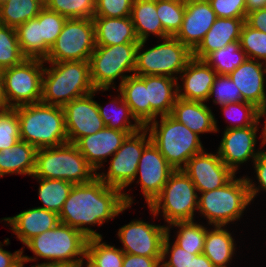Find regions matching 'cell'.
<instances>
[{
	"label": "cell",
	"mask_w": 266,
	"mask_h": 267,
	"mask_svg": "<svg viewBox=\"0 0 266 267\" xmlns=\"http://www.w3.org/2000/svg\"><path fill=\"white\" fill-rule=\"evenodd\" d=\"M148 134V130L142 127L139 131L128 135L110 159L107 172L97 173V177L107 186L124 192V200L129 207L134 203L133 197L125 193V188L135 182L139 159L144 148L151 142L150 134Z\"/></svg>",
	"instance_id": "obj_12"
},
{
	"label": "cell",
	"mask_w": 266,
	"mask_h": 267,
	"mask_svg": "<svg viewBox=\"0 0 266 267\" xmlns=\"http://www.w3.org/2000/svg\"><path fill=\"white\" fill-rule=\"evenodd\" d=\"M161 259L124 253L122 267H161Z\"/></svg>",
	"instance_id": "obj_51"
},
{
	"label": "cell",
	"mask_w": 266,
	"mask_h": 267,
	"mask_svg": "<svg viewBox=\"0 0 266 267\" xmlns=\"http://www.w3.org/2000/svg\"><path fill=\"white\" fill-rule=\"evenodd\" d=\"M170 240V232H167L162 245L161 267H188L191 259L197 254L185 251L175 242L171 243Z\"/></svg>",
	"instance_id": "obj_47"
},
{
	"label": "cell",
	"mask_w": 266,
	"mask_h": 267,
	"mask_svg": "<svg viewBox=\"0 0 266 267\" xmlns=\"http://www.w3.org/2000/svg\"><path fill=\"white\" fill-rule=\"evenodd\" d=\"M216 76L215 70L204 60L192 57L178 76L183 86L177 83V97L207 103Z\"/></svg>",
	"instance_id": "obj_21"
},
{
	"label": "cell",
	"mask_w": 266,
	"mask_h": 267,
	"mask_svg": "<svg viewBox=\"0 0 266 267\" xmlns=\"http://www.w3.org/2000/svg\"><path fill=\"white\" fill-rule=\"evenodd\" d=\"M87 240L76 228L59 223L25 244L35 257L23 256L29 262L38 260L39 257L47 260L41 264L78 266L85 259Z\"/></svg>",
	"instance_id": "obj_5"
},
{
	"label": "cell",
	"mask_w": 266,
	"mask_h": 267,
	"mask_svg": "<svg viewBox=\"0 0 266 267\" xmlns=\"http://www.w3.org/2000/svg\"><path fill=\"white\" fill-rule=\"evenodd\" d=\"M98 91L105 92L108 89H95L92 93L76 98L63 107L69 143H75L81 137L95 134L106 126L100 117L97 102L93 100Z\"/></svg>",
	"instance_id": "obj_15"
},
{
	"label": "cell",
	"mask_w": 266,
	"mask_h": 267,
	"mask_svg": "<svg viewBox=\"0 0 266 267\" xmlns=\"http://www.w3.org/2000/svg\"><path fill=\"white\" fill-rule=\"evenodd\" d=\"M45 6L67 19H93L95 13V0H48Z\"/></svg>",
	"instance_id": "obj_43"
},
{
	"label": "cell",
	"mask_w": 266,
	"mask_h": 267,
	"mask_svg": "<svg viewBox=\"0 0 266 267\" xmlns=\"http://www.w3.org/2000/svg\"><path fill=\"white\" fill-rule=\"evenodd\" d=\"M43 4H45L48 0H40Z\"/></svg>",
	"instance_id": "obj_61"
},
{
	"label": "cell",
	"mask_w": 266,
	"mask_h": 267,
	"mask_svg": "<svg viewBox=\"0 0 266 267\" xmlns=\"http://www.w3.org/2000/svg\"><path fill=\"white\" fill-rule=\"evenodd\" d=\"M134 0H95L94 17L121 18L131 15Z\"/></svg>",
	"instance_id": "obj_48"
},
{
	"label": "cell",
	"mask_w": 266,
	"mask_h": 267,
	"mask_svg": "<svg viewBox=\"0 0 266 267\" xmlns=\"http://www.w3.org/2000/svg\"><path fill=\"white\" fill-rule=\"evenodd\" d=\"M117 92H118L117 97L113 98V100L109 102L110 106H112L111 108H113V109L110 108L111 112L107 111L108 109H106V107L104 108V106L97 103L100 117L102 118L106 127L120 131H125L129 135L133 134L139 131L143 126L132 115L129 106L123 99L122 94L121 93L119 94L118 90ZM130 119L133 120L134 124Z\"/></svg>",
	"instance_id": "obj_32"
},
{
	"label": "cell",
	"mask_w": 266,
	"mask_h": 267,
	"mask_svg": "<svg viewBox=\"0 0 266 267\" xmlns=\"http://www.w3.org/2000/svg\"><path fill=\"white\" fill-rule=\"evenodd\" d=\"M159 117L160 121L155 119L145 128L150 134L152 143L166 161L175 170H182L192 156L205 150L200 136L171 115Z\"/></svg>",
	"instance_id": "obj_4"
},
{
	"label": "cell",
	"mask_w": 266,
	"mask_h": 267,
	"mask_svg": "<svg viewBox=\"0 0 266 267\" xmlns=\"http://www.w3.org/2000/svg\"><path fill=\"white\" fill-rule=\"evenodd\" d=\"M4 107L3 87H2V71H0V108Z\"/></svg>",
	"instance_id": "obj_59"
},
{
	"label": "cell",
	"mask_w": 266,
	"mask_h": 267,
	"mask_svg": "<svg viewBox=\"0 0 266 267\" xmlns=\"http://www.w3.org/2000/svg\"><path fill=\"white\" fill-rule=\"evenodd\" d=\"M41 102L64 107L72 100L92 93L89 61L45 62Z\"/></svg>",
	"instance_id": "obj_2"
},
{
	"label": "cell",
	"mask_w": 266,
	"mask_h": 267,
	"mask_svg": "<svg viewBox=\"0 0 266 267\" xmlns=\"http://www.w3.org/2000/svg\"><path fill=\"white\" fill-rule=\"evenodd\" d=\"M156 10L164 32L175 37L182 26L185 0H156Z\"/></svg>",
	"instance_id": "obj_39"
},
{
	"label": "cell",
	"mask_w": 266,
	"mask_h": 267,
	"mask_svg": "<svg viewBox=\"0 0 266 267\" xmlns=\"http://www.w3.org/2000/svg\"><path fill=\"white\" fill-rule=\"evenodd\" d=\"M33 178L39 181L38 196L43 204L40 208L59 215L74 184L62 179Z\"/></svg>",
	"instance_id": "obj_34"
},
{
	"label": "cell",
	"mask_w": 266,
	"mask_h": 267,
	"mask_svg": "<svg viewBox=\"0 0 266 267\" xmlns=\"http://www.w3.org/2000/svg\"><path fill=\"white\" fill-rule=\"evenodd\" d=\"M211 97L213 103L220 106L243 101L239 88L231 80L229 75L217 74L211 86L207 101H209Z\"/></svg>",
	"instance_id": "obj_45"
},
{
	"label": "cell",
	"mask_w": 266,
	"mask_h": 267,
	"mask_svg": "<svg viewBox=\"0 0 266 267\" xmlns=\"http://www.w3.org/2000/svg\"><path fill=\"white\" fill-rule=\"evenodd\" d=\"M95 46L93 19H67L44 61H89Z\"/></svg>",
	"instance_id": "obj_13"
},
{
	"label": "cell",
	"mask_w": 266,
	"mask_h": 267,
	"mask_svg": "<svg viewBox=\"0 0 266 267\" xmlns=\"http://www.w3.org/2000/svg\"><path fill=\"white\" fill-rule=\"evenodd\" d=\"M14 109L18 115L22 141L36 149L68 143L63 107L38 102Z\"/></svg>",
	"instance_id": "obj_3"
},
{
	"label": "cell",
	"mask_w": 266,
	"mask_h": 267,
	"mask_svg": "<svg viewBox=\"0 0 266 267\" xmlns=\"http://www.w3.org/2000/svg\"><path fill=\"white\" fill-rule=\"evenodd\" d=\"M174 171L175 169L151 141L143 150L135 176V179L139 178L136 183L140 184L148 206L161 193L162 188Z\"/></svg>",
	"instance_id": "obj_17"
},
{
	"label": "cell",
	"mask_w": 266,
	"mask_h": 267,
	"mask_svg": "<svg viewBox=\"0 0 266 267\" xmlns=\"http://www.w3.org/2000/svg\"><path fill=\"white\" fill-rule=\"evenodd\" d=\"M216 18L208 0H185L182 26L175 37L193 52Z\"/></svg>",
	"instance_id": "obj_19"
},
{
	"label": "cell",
	"mask_w": 266,
	"mask_h": 267,
	"mask_svg": "<svg viewBox=\"0 0 266 267\" xmlns=\"http://www.w3.org/2000/svg\"><path fill=\"white\" fill-rule=\"evenodd\" d=\"M86 261V262H84ZM85 264V265H84ZM94 267L86 258L77 267Z\"/></svg>",
	"instance_id": "obj_60"
},
{
	"label": "cell",
	"mask_w": 266,
	"mask_h": 267,
	"mask_svg": "<svg viewBox=\"0 0 266 267\" xmlns=\"http://www.w3.org/2000/svg\"><path fill=\"white\" fill-rule=\"evenodd\" d=\"M201 194V195H200ZM198 211L208 225L226 226L240 220L251 203L246 176L236 175L224 186L198 193Z\"/></svg>",
	"instance_id": "obj_7"
},
{
	"label": "cell",
	"mask_w": 266,
	"mask_h": 267,
	"mask_svg": "<svg viewBox=\"0 0 266 267\" xmlns=\"http://www.w3.org/2000/svg\"><path fill=\"white\" fill-rule=\"evenodd\" d=\"M178 80L163 75L146 76V89L150 102V122L160 116L171 115L177 99Z\"/></svg>",
	"instance_id": "obj_26"
},
{
	"label": "cell",
	"mask_w": 266,
	"mask_h": 267,
	"mask_svg": "<svg viewBox=\"0 0 266 267\" xmlns=\"http://www.w3.org/2000/svg\"><path fill=\"white\" fill-rule=\"evenodd\" d=\"M128 208L122 190L107 186L95 177L88 183L73 185L59 219L60 223L76 228L87 239L96 238L102 235L91 226H102Z\"/></svg>",
	"instance_id": "obj_1"
},
{
	"label": "cell",
	"mask_w": 266,
	"mask_h": 267,
	"mask_svg": "<svg viewBox=\"0 0 266 267\" xmlns=\"http://www.w3.org/2000/svg\"><path fill=\"white\" fill-rule=\"evenodd\" d=\"M188 267H215L213 263L202 253L197 254L193 259Z\"/></svg>",
	"instance_id": "obj_55"
},
{
	"label": "cell",
	"mask_w": 266,
	"mask_h": 267,
	"mask_svg": "<svg viewBox=\"0 0 266 267\" xmlns=\"http://www.w3.org/2000/svg\"><path fill=\"white\" fill-rule=\"evenodd\" d=\"M266 63L247 58L229 74L244 102L259 107L266 99Z\"/></svg>",
	"instance_id": "obj_22"
},
{
	"label": "cell",
	"mask_w": 266,
	"mask_h": 267,
	"mask_svg": "<svg viewBox=\"0 0 266 267\" xmlns=\"http://www.w3.org/2000/svg\"><path fill=\"white\" fill-rule=\"evenodd\" d=\"M37 149L29 143L19 140L10 148L0 151V177L20 174L33 176Z\"/></svg>",
	"instance_id": "obj_28"
},
{
	"label": "cell",
	"mask_w": 266,
	"mask_h": 267,
	"mask_svg": "<svg viewBox=\"0 0 266 267\" xmlns=\"http://www.w3.org/2000/svg\"><path fill=\"white\" fill-rule=\"evenodd\" d=\"M102 240L103 237L87 240L85 258L94 267H122L124 252Z\"/></svg>",
	"instance_id": "obj_37"
},
{
	"label": "cell",
	"mask_w": 266,
	"mask_h": 267,
	"mask_svg": "<svg viewBox=\"0 0 266 267\" xmlns=\"http://www.w3.org/2000/svg\"><path fill=\"white\" fill-rule=\"evenodd\" d=\"M163 42L151 48H144L146 41H140L136 50L134 75H163L178 80V74L193 57V52L176 37H166Z\"/></svg>",
	"instance_id": "obj_9"
},
{
	"label": "cell",
	"mask_w": 266,
	"mask_h": 267,
	"mask_svg": "<svg viewBox=\"0 0 266 267\" xmlns=\"http://www.w3.org/2000/svg\"><path fill=\"white\" fill-rule=\"evenodd\" d=\"M31 267H77V266L64 265V264H36L32 265Z\"/></svg>",
	"instance_id": "obj_58"
},
{
	"label": "cell",
	"mask_w": 266,
	"mask_h": 267,
	"mask_svg": "<svg viewBox=\"0 0 266 267\" xmlns=\"http://www.w3.org/2000/svg\"><path fill=\"white\" fill-rule=\"evenodd\" d=\"M5 1H7V0H0V4L3 3V2H5Z\"/></svg>",
	"instance_id": "obj_62"
},
{
	"label": "cell",
	"mask_w": 266,
	"mask_h": 267,
	"mask_svg": "<svg viewBox=\"0 0 266 267\" xmlns=\"http://www.w3.org/2000/svg\"><path fill=\"white\" fill-rule=\"evenodd\" d=\"M246 18L217 17L204 39L193 51V57L204 60L210 53L235 41H240L241 29Z\"/></svg>",
	"instance_id": "obj_25"
},
{
	"label": "cell",
	"mask_w": 266,
	"mask_h": 267,
	"mask_svg": "<svg viewBox=\"0 0 266 267\" xmlns=\"http://www.w3.org/2000/svg\"><path fill=\"white\" fill-rule=\"evenodd\" d=\"M258 128L260 129L258 126H248L224 130L217 153L235 174L240 169L239 165L251 159L254 162L263 152L262 149H256Z\"/></svg>",
	"instance_id": "obj_16"
},
{
	"label": "cell",
	"mask_w": 266,
	"mask_h": 267,
	"mask_svg": "<svg viewBox=\"0 0 266 267\" xmlns=\"http://www.w3.org/2000/svg\"><path fill=\"white\" fill-rule=\"evenodd\" d=\"M245 23L253 29L266 33V7L248 13Z\"/></svg>",
	"instance_id": "obj_52"
},
{
	"label": "cell",
	"mask_w": 266,
	"mask_h": 267,
	"mask_svg": "<svg viewBox=\"0 0 266 267\" xmlns=\"http://www.w3.org/2000/svg\"><path fill=\"white\" fill-rule=\"evenodd\" d=\"M44 6L40 0H7L0 4V24L17 28L36 18Z\"/></svg>",
	"instance_id": "obj_33"
},
{
	"label": "cell",
	"mask_w": 266,
	"mask_h": 267,
	"mask_svg": "<svg viewBox=\"0 0 266 267\" xmlns=\"http://www.w3.org/2000/svg\"><path fill=\"white\" fill-rule=\"evenodd\" d=\"M216 17L246 18L245 0H208Z\"/></svg>",
	"instance_id": "obj_49"
},
{
	"label": "cell",
	"mask_w": 266,
	"mask_h": 267,
	"mask_svg": "<svg viewBox=\"0 0 266 267\" xmlns=\"http://www.w3.org/2000/svg\"><path fill=\"white\" fill-rule=\"evenodd\" d=\"M10 244L9 238L4 240V243L0 242V267H9L13 262H15L21 255L22 249L11 253L3 249L2 246Z\"/></svg>",
	"instance_id": "obj_53"
},
{
	"label": "cell",
	"mask_w": 266,
	"mask_h": 267,
	"mask_svg": "<svg viewBox=\"0 0 266 267\" xmlns=\"http://www.w3.org/2000/svg\"><path fill=\"white\" fill-rule=\"evenodd\" d=\"M66 20V17L49 10L46 6L39 12L41 39H43V60L47 57L50 48L61 33Z\"/></svg>",
	"instance_id": "obj_41"
},
{
	"label": "cell",
	"mask_w": 266,
	"mask_h": 267,
	"mask_svg": "<svg viewBox=\"0 0 266 267\" xmlns=\"http://www.w3.org/2000/svg\"><path fill=\"white\" fill-rule=\"evenodd\" d=\"M223 115L228 118L231 124L226 126L224 130L234 128H245L248 126H259L257 122V107L248 102H234L220 106ZM236 122V124H234Z\"/></svg>",
	"instance_id": "obj_42"
},
{
	"label": "cell",
	"mask_w": 266,
	"mask_h": 267,
	"mask_svg": "<svg viewBox=\"0 0 266 267\" xmlns=\"http://www.w3.org/2000/svg\"><path fill=\"white\" fill-rule=\"evenodd\" d=\"M7 222L19 241L25 245L30 239L53 229L60 223L59 215L44 208L35 207L18 213L13 217L2 218Z\"/></svg>",
	"instance_id": "obj_23"
},
{
	"label": "cell",
	"mask_w": 266,
	"mask_h": 267,
	"mask_svg": "<svg viewBox=\"0 0 266 267\" xmlns=\"http://www.w3.org/2000/svg\"><path fill=\"white\" fill-rule=\"evenodd\" d=\"M44 64L42 59L26 58L2 70L5 108L41 102Z\"/></svg>",
	"instance_id": "obj_11"
},
{
	"label": "cell",
	"mask_w": 266,
	"mask_h": 267,
	"mask_svg": "<svg viewBox=\"0 0 266 267\" xmlns=\"http://www.w3.org/2000/svg\"><path fill=\"white\" fill-rule=\"evenodd\" d=\"M132 115L145 127L150 123V102L146 89V76H128L118 87Z\"/></svg>",
	"instance_id": "obj_30"
},
{
	"label": "cell",
	"mask_w": 266,
	"mask_h": 267,
	"mask_svg": "<svg viewBox=\"0 0 266 267\" xmlns=\"http://www.w3.org/2000/svg\"><path fill=\"white\" fill-rule=\"evenodd\" d=\"M32 177L62 179L73 184H84L97 177L74 143L39 148L36 151L35 171Z\"/></svg>",
	"instance_id": "obj_6"
},
{
	"label": "cell",
	"mask_w": 266,
	"mask_h": 267,
	"mask_svg": "<svg viewBox=\"0 0 266 267\" xmlns=\"http://www.w3.org/2000/svg\"><path fill=\"white\" fill-rule=\"evenodd\" d=\"M211 107L205 102L185 100L177 97L171 116L179 123L186 125L191 131L199 134L216 133L217 120L213 114Z\"/></svg>",
	"instance_id": "obj_24"
},
{
	"label": "cell",
	"mask_w": 266,
	"mask_h": 267,
	"mask_svg": "<svg viewBox=\"0 0 266 267\" xmlns=\"http://www.w3.org/2000/svg\"><path fill=\"white\" fill-rule=\"evenodd\" d=\"M26 57L22 54L16 28L0 24V71L20 64Z\"/></svg>",
	"instance_id": "obj_40"
},
{
	"label": "cell",
	"mask_w": 266,
	"mask_h": 267,
	"mask_svg": "<svg viewBox=\"0 0 266 267\" xmlns=\"http://www.w3.org/2000/svg\"><path fill=\"white\" fill-rule=\"evenodd\" d=\"M253 166L254 173H256L255 177H257L256 179L258 180L259 185L256 186V181L248 176L246 177L251 201H254L257 193L259 194L262 190L266 192V150H263V152L255 159Z\"/></svg>",
	"instance_id": "obj_50"
},
{
	"label": "cell",
	"mask_w": 266,
	"mask_h": 267,
	"mask_svg": "<svg viewBox=\"0 0 266 267\" xmlns=\"http://www.w3.org/2000/svg\"><path fill=\"white\" fill-rule=\"evenodd\" d=\"M167 232H170L172 227H178L174 241L185 251L191 254H202L204 250V241L206 236V227L194 221H177L167 225Z\"/></svg>",
	"instance_id": "obj_35"
},
{
	"label": "cell",
	"mask_w": 266,
	"mask_h": 267,
	"mask_svg": "<svg viewBox=\"0 0 266 267\" xmlns=\"http://www.w3.org/2000/svg\"><path fill=\"white\" fill-rule=\"evenodd\" d=\"M246 15L254 10L263 9L266 7V0H245Z\"/></svg>",
	"instance_id": "obj_56"
},
{
	"label": "cell",
	"mask_w": 266,
	"mask_h": 267,
	"mask_svg": "<svg viewBox=\"0 0 266 267\" xmlns=\"http://www.w3.org/2000/svg\"><path fill=\"white\" fill-rule=\"evenodd\" d=\"M247 59L241 48L240 41H235L210 53L204 61L211 66L217 74L229 75Z\"/></svg>",
	"instance_id": "obj_36"
},
{
	"label": "cell",
	"mask_w": 266,
	"mask_h": 267,
	"mask_svg": "<svg viewBox=\"0 0 266 267\" xmlns=\"http://www.w3.org/2000/svg\"><path fill=\"white\" fill-rule=\"evenodd\" d=\"M240 43L247 58L266 63V33L244 23L241 29Z\"/></svg>",
	"instance_id": "obj_44"
},
{
	"label": "cell",
	"mask_w": 266,
	"mask_h": 267,
	"mask_svg": "<svg viewBox=\"0 0 266 267\" xmlns=\"http://www.w3.org/2000/svg\"><path fill=\"white\" fill-rule=\"evenodd\" d=\"M265 118L266 117V99L265 101L257 108V122L260 123L261 122V118ZM264 127L262 128V132L260 136V139H262V143L260 147H264L266 145V118L264 121Z\"/></svg>",
	"instance_id": "obj_54"
},
{
	"label": "cell",
	"mask_w": 266,
	"mask_h": 267,
	"mask_svg": "<svg viewBox=\"0 0 266 267\" xmlns=\"http://www.w3.org/2000/svg\"><path fill=\"white\" fill-rule=\"evenodd\" d=\"M24 247H22V255L15 261L13 262L9 267H24L25 263L29 262L24 256Z\"/></svg>",
	"instance_id": "obj_57"
},
{
	"label": "cell",
	"mask_w": 266,
	"mask_h": 267,
	"mask_svg": "<svg viewBox=\"0 0 266 267\" xmlns=\"http://www.w3.org/2000/svg\"><path fill=\"white\" fill-rule=\"evenodd\" d=\"M129 134L125 131L104 127L95 134L79 138L74 144L85 157L86 162L95 171H99L107 162V157H112L122 146L123 141Z\"/></svg>",
	"instance_id": "obj_20"
},
{
	"label": "cell",
	"mask_w": 266,
	"mask_h": 267,
	"mask_svg": "<svg viewBox=\"0 0 266 267\" xmlns=\"http://www.w3.org/2000/svg\"><path fill=\"white\" fill-rule=\"evenodd\" d=\"M130 17L139 42L147 41L150 34L159 39L169 37L157 15L156 0H134Z\"/></svg>",
	"instance_id": "obj_31"
},
{
	"label": "cell",
	"mask_w": 266,
	"mask_h": 267,
	"mask_svg": "<svg viewBox=\"0 0 266 267\" xmlns=\"http://www.w3.org/2000/svg\"><path fill=\"white\" fill-rule=\"evenodd\" d=\"M138 44L95 46L89 59L90 77L95 89H117L114 83L119 76L118 87L128 76L134 75Z\"/></svg>",
	"instance_id": "obj_10"
},
{
	"label": "cell",
	"mask_w": 266,
	"mask_h": 267,
	"mask_svg": "<svg viewBox=\"0 0 266 267\" xmlns=\"http://www.w3.org/2000/svg\"><path fill=\"white\" fill-rule=\"evenodd\" d=\"M182 170L191 179L198 193L218 189L235 176L217 152L213 154L205 150L192 156Z\"/></svg>",
	"instance_id": "obj_18"
},
{
	"label": "cell",
	"mask_w": 266,
	"mask_h": 267,
	"mask_svg": "<svg viewBox=\"0 0 266 267\" xmlns=\"http://www.w3.org/2000/svg\"><path fill=\"white\" fill-rule=\"evenodd\" d=\"M212 227H206L203 254L215 267H228L236 253V241L226 226Z\"/></svg>",
	"instance_id": "obj_29"
},
{
	"label": "cell",
	"mask_w": 266,
	"mask_h": 267,
	"mask_svg": "<svg viewBox=\"0 0 266 267\" xmlns=\"http://www.w3.org/2000/svg\"><path fill=\"white\" fill-rule=\"evenodd\" d=\"M167 226L150 224L143 220L133 219L119 228L117 236L123 244L124 253L145 257H162V245Z\"/></svg>",
	"instance_id": "obj_14"
},
{
	"label": "cell",
	"mask_w": 266,
	"mask_h": 267,
	"mask_svg": "<svg viewBox=\"0 0 266 267\" xmlns=\"http://www.w3.org/2000/svg\"><path fill=\"white\" fill-rule=\"evenodd\" d=\"M18 42L22 54L26 58L43 60V39H41V24L39 14L16 28Z\"/></svg>",
	"instance_id": "obj_38"
},
{
	"label": "cell",
	"mask_w": 266,
	"mask_h": 267,
	"mask_svg": "<svg viewBox=\"0 0 266 267\" xmlns=\"http://www.w3.org/2000/svg\"><path fill=\"white\" fill-rule=\"evenodd\" d=\"M20 139L19 119L14 108H0V151L15 145Z\"/></svg>",
	"instance_id": "obj_46"
},
{
	"label": "cell",
	"mask_w": 266,
	"mask_h": 267,
	"mask_svg": "<svg viewBox=\"0 0 266 267\" xmlns=\"http://www.w3.org/2000/svg\"><path fill=\"white\" fill-rule=\"evenodd\" d=\"M95 43L98 46H112L125 43H139L131 17H93Z\"/></svg>",
	"instance_id": "obj_27"
},
{
	"label": "cell",
	"mask_w": 266,
	"mask_h": 267,
	"mask_svg": "<svg viewBox=\"0 0 266 267\" xmlns=\"http://www.w3.org/2000/svg\"><path fill=\"white\" fill-rule=\"evenodd\" d=\"M198 193L191 179L183 170H175L162 188L161 193L148 206L153 217L160 211L164 222L194 221L198 210Z\"/></svg>",
	"instance_id": "obj_8"
}]
</instances>
